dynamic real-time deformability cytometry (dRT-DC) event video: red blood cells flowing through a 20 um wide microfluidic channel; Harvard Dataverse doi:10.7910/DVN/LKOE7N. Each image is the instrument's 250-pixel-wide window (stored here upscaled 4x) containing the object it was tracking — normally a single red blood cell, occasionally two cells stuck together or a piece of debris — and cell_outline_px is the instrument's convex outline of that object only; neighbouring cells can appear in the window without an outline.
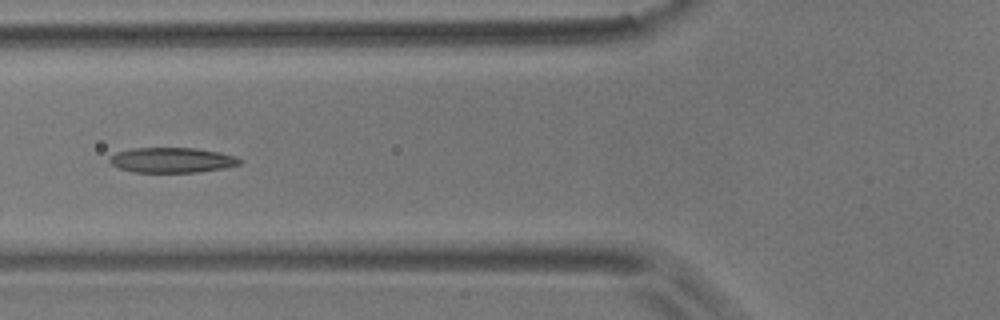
{"species": "common noctule bat (a hibernating species)", "species_latin": "Nyctalus noctula", "temperature_condition": "room temperature", "stored_images_in_passage": 6, "camera_frame_rate_fps": 3000, "um_per_image_px": 0.085, "animal": {"sex": "male", "body_mass_g": 17.9}, "frame": {"image": 1, "passage_image": 5, "time_ms": 4.333, "image_size_px": [1000, 320], "cell_outline_px": [[244, 160], [240, 164], [224, 168], [200, 172], [132, 172], [120, 168], [112, 164], [108, 160], [116, 152], [132, 148], [196, 148], [220, 152], [236, 156]], "centroid_in_image_um": [14.66, 13.6], "position_along_channel_um": 111.1, "area_um2": 19.13}}